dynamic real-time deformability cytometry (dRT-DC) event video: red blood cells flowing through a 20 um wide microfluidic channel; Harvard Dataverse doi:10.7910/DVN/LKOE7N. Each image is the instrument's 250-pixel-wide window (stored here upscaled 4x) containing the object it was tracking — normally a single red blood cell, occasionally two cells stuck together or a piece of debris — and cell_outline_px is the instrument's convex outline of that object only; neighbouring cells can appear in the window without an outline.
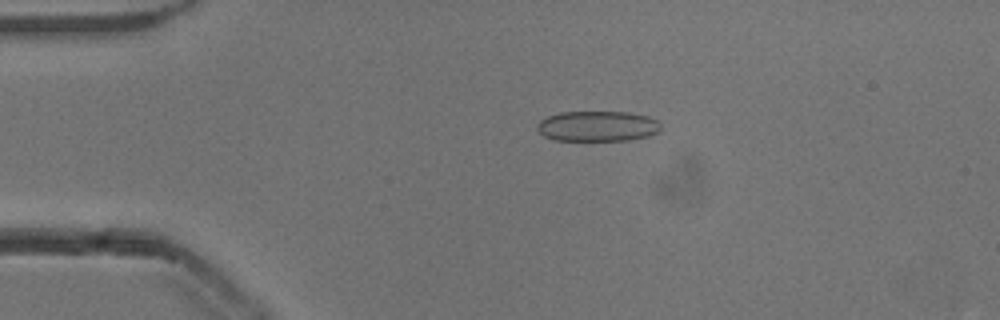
{"species": "common noctule bat (a hibernating species)", "species_latin": "Nyctalus noctula", "temperature_condition": "cold", "stored_images_in_passage": 44, "camera_frame_rate_fps": 3000, "um_per_image_px": 0.085, "animal": {"sex": "male", "body_mass_g": 13.3}, "frame": {"image": 1, "passage_image": 2, "time_ms": 0.333, "image_size_px": [1000, 320], "cell_outline_px": [[660, 128], [656, 132], [648, 136], [628, 140], [556, 140], [544, 136], [536, 128], [536, 124], [540, 120], [548, 116], [560, 112], [628, 112], [648, 116], [656, 120], [660, 124]], "centroid_in_image_um": [50.76, 10.72], "position_along_channel_um": 34.2, "area_um2": 21.79}}
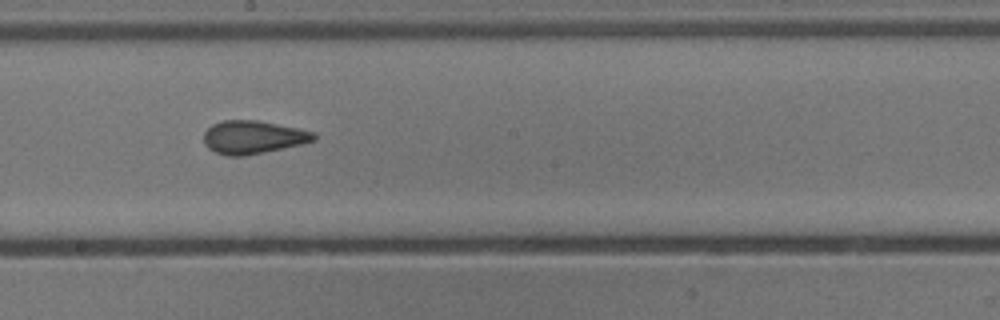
{"frame": {"image": 2, "passage_image": 20, "time_ms": 6.333, "image_size_px": [1000, 320], "cell_outline_px": [[316, 140], [304, 144], [244, 156], [228, 156], [216, 152], [208, 148], [204, 144], [204, 132], [212, 124], [224, 120], [256, 120], [316, 132]], "centroid_in_image_um": [21.52, 11.67], "position_along_channel_um": 226.7, "area_um2": 21.27}}
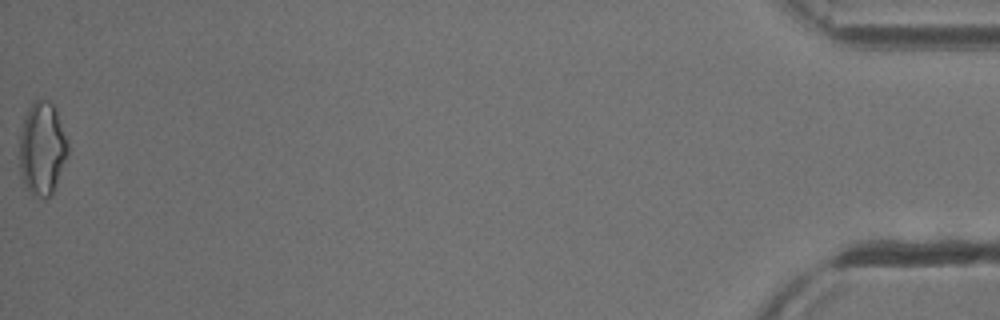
{"frame": {"image": 3, "passage_image": 44, "time_ms": 14.333, "image_size_px": [1000, 320], "cell_outline_px": [[68, 152], [52, 196], [44, 200], [32, 196], [24, 184], [20, 172], [20, 132], [28, 108], [32, 100], [48, 100], [52, 104], [56, 112], [68, 144]], "centroid_in_image_um": [3.57, 12.69], "position_along_channel_um": 431.6, "area_um2": 26.18}, "authors_computed_cell_mechanics": {"area_um2": 21.5016, "velocity_mm_per_s": 3.8689, "shape_relaxation_time_tau1_ms": null, "shape_relaxation_time_tau2_ms": 1.0723, "deformation_change_tau1": null, "deformation_change_tau2": 0.0596}}